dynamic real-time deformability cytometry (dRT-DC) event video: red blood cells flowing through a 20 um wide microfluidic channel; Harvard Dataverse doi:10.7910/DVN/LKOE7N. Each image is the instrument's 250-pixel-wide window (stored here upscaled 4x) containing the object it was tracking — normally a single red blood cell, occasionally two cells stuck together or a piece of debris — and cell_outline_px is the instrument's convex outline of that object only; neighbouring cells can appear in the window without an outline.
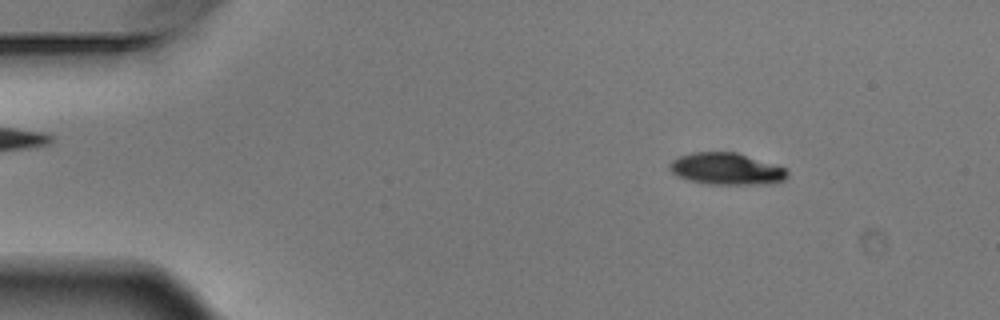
{"species": "Egyptian fruit bat (a non-hibernating species)", "species_latin": "Rousettus aegyptiacus", "temperature_condition": "warm", "stored_images_in_passage": 5, "camera_frame_rate_fps": 3000, "um_per_image_px": 0.085, "animal": {"sex": "male"}, "frame": {"image": 1, "passage_image": 2, "time_ms": 0.333, "image_size_px": [1000, 320], "cell_outline_px": [[788, 176], [784, 180], [764, 184], [708, 184], [688, 180], [676, 176], [668, 168], [668, 164], [672, 160], [680, 156], [692, 152], [736, 152], [788, 168]], "centroid_in_image_um": [61.74, 14.35], "position_along_channel_um": 23.3, "area_um2": 21.96}}
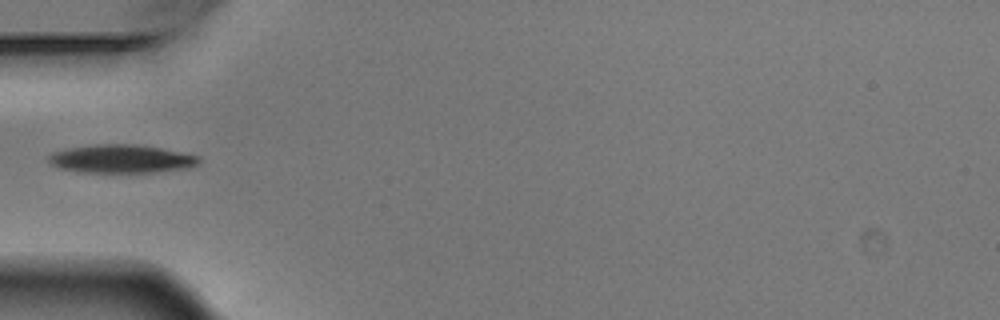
{"frame": {"image": 2, "passage_image": 5, "time_ms": 1.333, "image_size_px": [1000, 320], "cell_outline_px": [[200, 164], [192, 168], [156, 172], [80, 172], [60, 168], [52, 164], [48, 160], [48, 156], [52, 152], [64, 148], [96, 144], [136, 144], [160, 148], [200, 156]], "centroid_in_image_um": [10.33, 13.5], "position_along_channel_um": 74.7, "area_um2": 25.03}}